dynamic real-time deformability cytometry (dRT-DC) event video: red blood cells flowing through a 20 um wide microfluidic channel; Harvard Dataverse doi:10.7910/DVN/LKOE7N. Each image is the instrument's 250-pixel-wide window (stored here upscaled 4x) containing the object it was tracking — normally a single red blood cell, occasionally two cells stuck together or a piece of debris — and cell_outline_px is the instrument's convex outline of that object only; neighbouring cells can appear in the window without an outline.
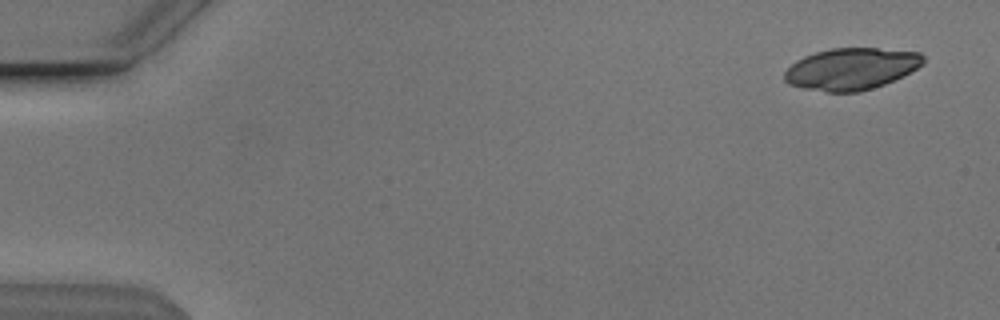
{"species": "Egyptian fruit bat (a non-hibernating species)", "species_latin": "Rousettus aegyptiacus", "temperature_condition": "cold", "stored_images_in_passage": 53, "segment_of_instrument_passage": [1, 2], "camera_frame_rate_fps": 3000, "um_per_image_px": 0.085, "animal": {"sex": "male"}, "frame": {"image": 1, "passage_image": 3, "time_ms": 0.667, "image_size_px": [1000, 320], "cell_outline_px": [[924, 64], [884, 84], [872, 88], [856, 92], [828, 92], [804, 88], [788, 84], [784, 80], [784, 72], [796, 60], [804, 56], [816, 52], [832, 48], [876, 48], [920, 52], [924, 56]], "centroid_in_image_um": [72.33, 5.84], "position_along_channel_um": 12.7, "area_um2": 33.52}}